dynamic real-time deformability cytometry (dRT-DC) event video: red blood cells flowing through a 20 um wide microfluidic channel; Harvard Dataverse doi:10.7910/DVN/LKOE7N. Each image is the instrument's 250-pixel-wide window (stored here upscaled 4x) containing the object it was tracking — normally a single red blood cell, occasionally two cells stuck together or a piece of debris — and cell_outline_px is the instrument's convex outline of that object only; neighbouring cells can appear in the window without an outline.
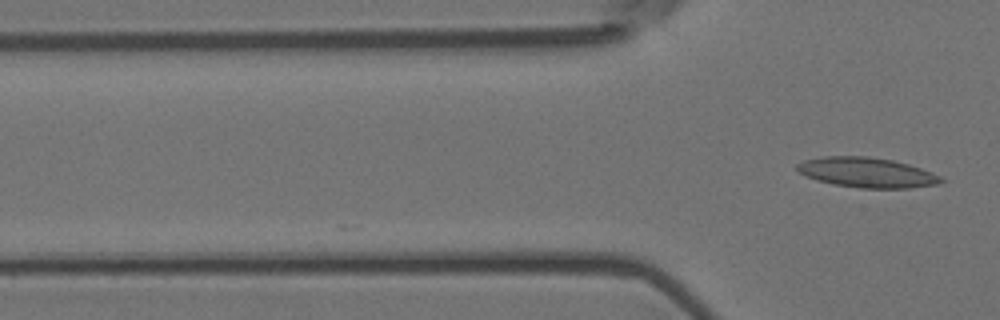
{"species": "Egyptian fruit bat (a non-hibernating species)", "species_latin": "Rousettus aegyptiacus", "temperature_condition": "room temperature", "stored_images_in_passage": 2, "camera_frame_rate_fps": 3000, "um_per_image_px": 0.085, "animal": {"sex": "female"}, "frame": {"image": 1, "passage_image": 2, "time_ms": 0.333, "image_size_px": [1000, 320], "cell_outline_px": [[944, 180], [936, 184], [912, 188], [860, 188], [832, 184], [816, 180], [800, 172], [796, 168], [796, 164], [804, 160], [824, 156], [868, 156], [892, 160], [908, 164], [932, 172], [940, 176]], "centroid_in_image_um": [73.67, 14.66], "position_along_channel_um": 52.1, "area_um2": 25.09}}